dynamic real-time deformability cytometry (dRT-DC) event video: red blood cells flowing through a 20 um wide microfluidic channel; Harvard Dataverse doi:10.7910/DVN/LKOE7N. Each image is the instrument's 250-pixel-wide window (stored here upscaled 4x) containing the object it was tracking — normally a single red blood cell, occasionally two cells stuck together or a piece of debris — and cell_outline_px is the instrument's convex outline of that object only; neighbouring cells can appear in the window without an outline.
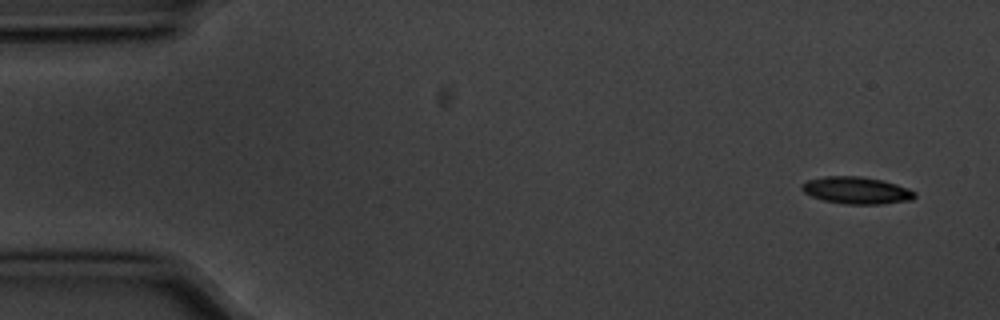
{"species": "common noctule bat (a hibernating species)", "species_latin": "Nyctalus noctula", "temperature_condition": "cold", "stored_images_in_passage": 4, "camera_frame_rate_fps": 3000, "um_per_image_px": 0.085, "animal": {"sex": "male", "body_mass_g": 20.1, "forearm_length_mm": 53.5}, "frame": {"image": 1, "passage_image": 1, "time_ms": 0.0, "image_size_px": [1000, 320], "cell_outline_px": [[916, 196], [912, 200], [880, 204], [844, 204], [824, 200], [812, 196], [804, 192], [800, 188], [800, 184], [808, 180], [824, 176], [860, 176], [880, 180], [896, 184], [908, 188], [916, 192]], "centroid_in_image_um": [72.8, 16.18], "position_along_channel_um": 12.2, "area_um2": 17.8}}